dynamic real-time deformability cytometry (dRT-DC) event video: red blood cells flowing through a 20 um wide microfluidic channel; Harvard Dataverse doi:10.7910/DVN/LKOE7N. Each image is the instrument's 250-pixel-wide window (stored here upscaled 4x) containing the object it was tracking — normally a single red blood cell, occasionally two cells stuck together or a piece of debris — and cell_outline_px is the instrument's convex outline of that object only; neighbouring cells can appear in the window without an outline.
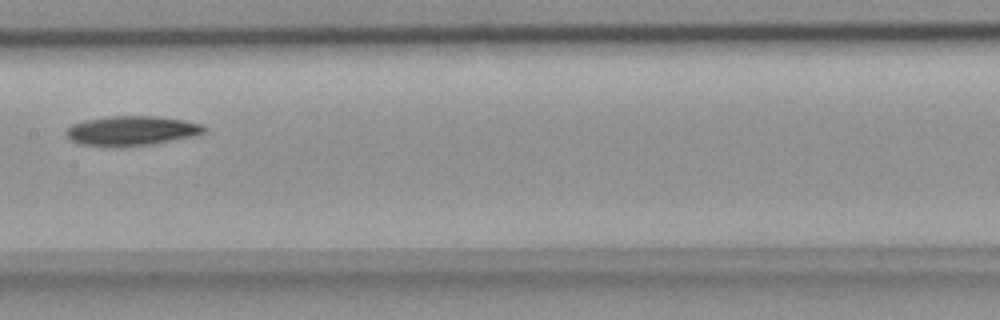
{"species": "common noctule bat (a hibernating species)", "species_latin": "Nyctalus noctula", "temperature_condition": "room temperature", "stored_images_in_passage": 10, "camera_frame_rate_fps": 3000, "um_per_image_px": 0.085, "animal": {"sex": "female", "body_mass_g": 18.4}, "frame": {"image": 1, "passage_image": 9, "time_ms": 2.667, "image_size_px": [1000, 320], "cell_outline_px": [[208, 128], [204, 132], [192, 136], [152, 144], [120, 148], [80, 144], [72, 140], [64, 132], [72, 124], [84, 120], [108, 116], [156, 116], [184, 120], [200, 124]], "centroid_in_image_um": [11.16, 11.12], "position_along_channel_um": 196.2, "area_um2": 23.93}}
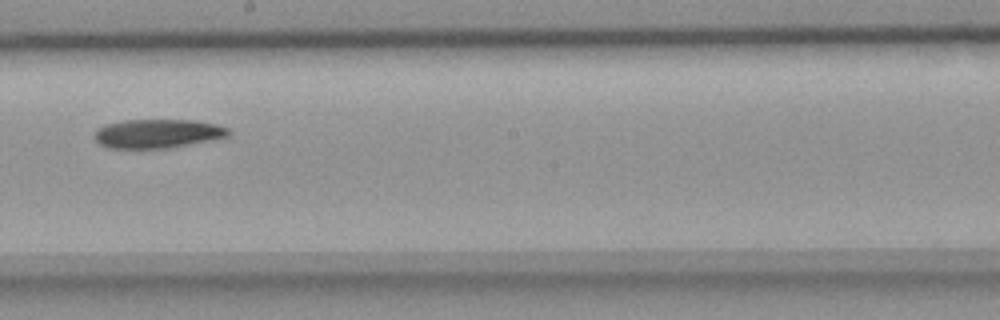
{"frame": {"image": 2, "passage_image": 10, "time_ms": 3.0, "image_size_px": [1000, 320], "cell_outline_px": [[232, 132], [228, 136], [212, 140], [168, 148], [108, 148], [100, 144], [96, 140], [96, 132], [104, 124], [124, 120], [196, 120], [216, 124], [228, 128]], "centroid_in_image_um": [13.44, 11.35], "position_along_channel_um": 234.8, "area_um2": 22.54}}